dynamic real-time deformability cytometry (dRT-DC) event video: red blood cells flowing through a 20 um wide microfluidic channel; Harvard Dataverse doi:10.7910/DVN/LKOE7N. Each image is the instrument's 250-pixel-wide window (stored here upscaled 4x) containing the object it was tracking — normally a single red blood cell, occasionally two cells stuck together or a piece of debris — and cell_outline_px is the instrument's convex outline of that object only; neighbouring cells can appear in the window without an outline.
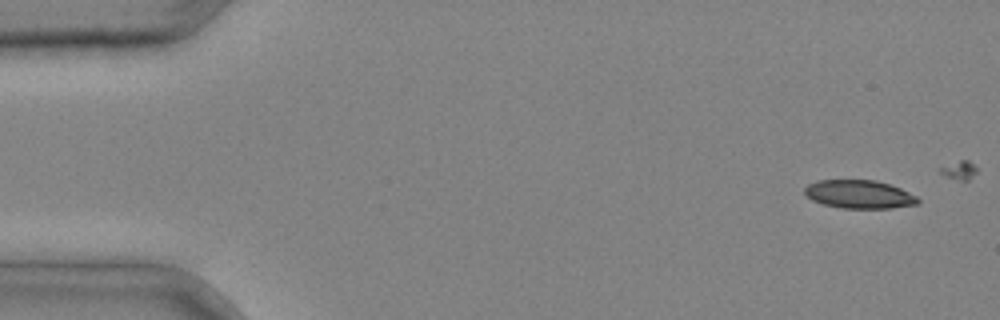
{"species": "common noctule bat (a hibernating species)", "species_latin": "Nyctalus noctula", "temperature_condition": "cold", "stored_images_in_passage": 4, "camera_frame_rate_fps": 3000, "um_per_image_px": 0.085, "animal": {"sex": "male", "body_mass_g": 20.4}, "frame": {"image": 1, "passage_image": 1, "time_ms": 0.0, "image_size_px": [1000, 320], "cell_outline_px": [[920, 204], [892, 208], [840, 208], [824, 204], [812, 200], [804, 192], [804, 188], [808, 184], [816, 180], [876, 180], [900, 188], [916, 196], [920, 200]], "centroid_in_image_um": [73.04, 16.51], "position_along_channel_um": 12.0, "area_um2": 18.73}}